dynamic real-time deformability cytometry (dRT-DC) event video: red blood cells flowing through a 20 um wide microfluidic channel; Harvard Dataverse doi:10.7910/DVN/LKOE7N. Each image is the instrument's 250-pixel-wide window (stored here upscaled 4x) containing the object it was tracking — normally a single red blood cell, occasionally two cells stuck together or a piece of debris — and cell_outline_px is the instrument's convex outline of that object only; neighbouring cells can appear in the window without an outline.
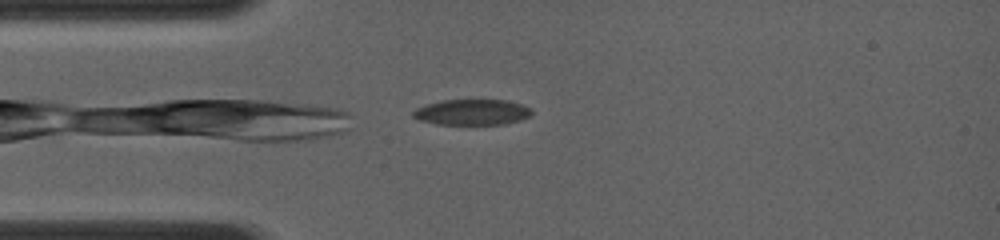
{"species": "common noctule bat (a hibernating species)", "species_latin": "Nyctalus noctula", "temperature_condition": "room temperature", "stored_images_in_passage": 38, "camera_frame_rate_fps": 4000, "um_per_image_px": 0.085, "animal": {"sex": "female", "body_mass_g": 19.0, "forearm_length_mm": 56.7}, "frame": {"image": 1, "passage_image": 2, "time_ms": 0.25, "image_size_px": [1000, 240], "cell_outline_px": [[532, 116], [520, 120], [504, 124], [436, 124], [420, 120], [412, 116], [412, 112], [416, 108], [424, 104], [444, 100], [508, 100], [532, 108]], "centroid_in_image_um": [40.13, 9.53], "position_along_channel_um": 44.9, "area_um2": 17.86}}
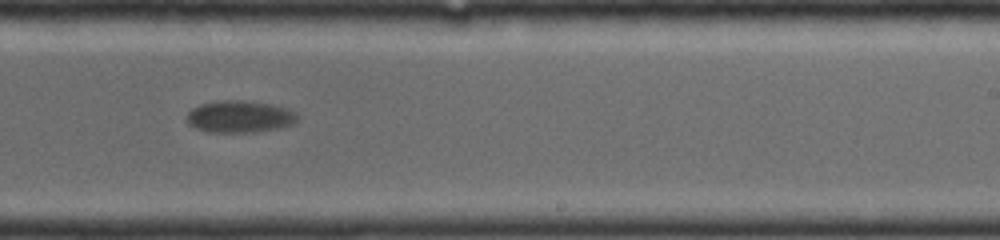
{"frame": {"image": 2, "passage_image": 17, "time_ms": 6.0, "image_size_px": [1000, 240], "cell_outline_px": [[296, 120], [292, 124], [280, 128], [256, 132], [212, 132], [196, 128], [188, 124], [188, 112], [192, 108], [200, 104], [220, 100], [244, 100], [268, 104], [288, 108], [296, 112]], "centroid_in_image_um": [20.37, 9.91], "position_along_channel_um": 268.6, "area_um2": 20.52}}
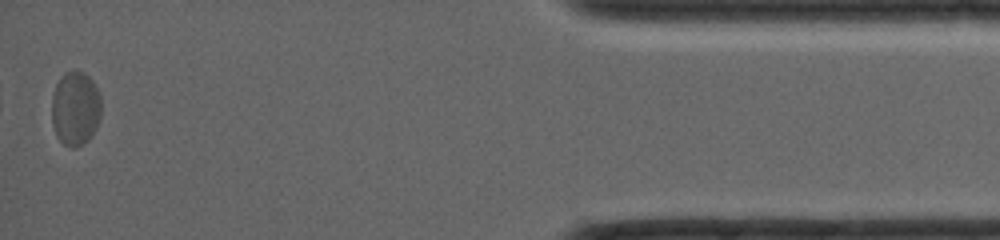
{"frame": {"image": 3, "passage_image": 38, "time_ms": 11.5, "image_size_px": [1000, 240], "cell_outline_px": [[100, 116], [88, 140], [80, 144], [64, 144], [56, 136], [52, 124], [52, 96], [56, 84], [60, 76], [64, 72], [84, 72], [92, 80], [100, 96]], "centroid_in_image_um": [6.38, 9.16], "position_along_channel_um": 428.8, "area_um2": 20.87}}